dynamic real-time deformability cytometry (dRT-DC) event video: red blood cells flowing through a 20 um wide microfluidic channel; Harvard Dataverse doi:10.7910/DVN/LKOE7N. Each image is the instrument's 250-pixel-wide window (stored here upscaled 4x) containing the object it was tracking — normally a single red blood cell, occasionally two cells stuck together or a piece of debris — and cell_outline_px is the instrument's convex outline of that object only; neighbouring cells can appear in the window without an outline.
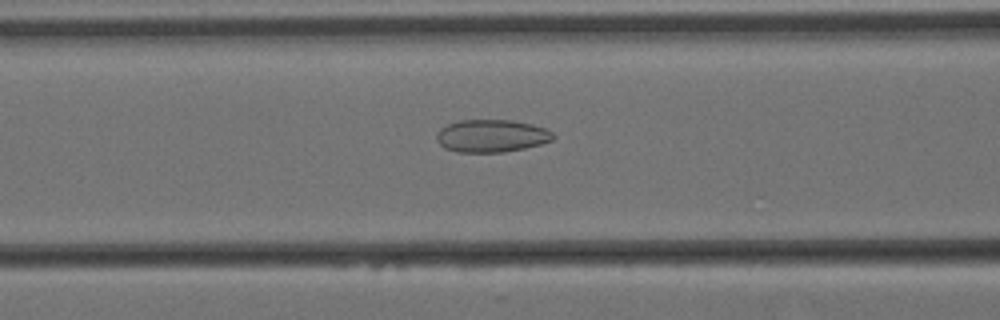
{"species": "Egyptian fruit bat (a non-hibernating species)", "species_latin": "Rousettus aegyptiacus", "temperature_condition": "cold", "stored_images_in_passage": 57, "camera_frame_rate_fps": 3000, "um_per_image_px": 0.085, "animal": {"sex": "female"}, "frame": {"image": 1, "passage_image": 22, "time_ms": 7.0, "image_size_px": [1000, 320], "cell_outline_px": [[556, 136], [552, 140], [540, 144], [524, 148], [504, 152], [456, 152], [444, 148], [436, 140], [436, 132], [440, 128], [448, 124], [460, 120], [512, 120], [532, 124], [544, 128], [552, 132]], "centroid_in_image_um": [41.75, 11.55], "position_along_channel_um": 124.8, "area_um2": 22.25}}
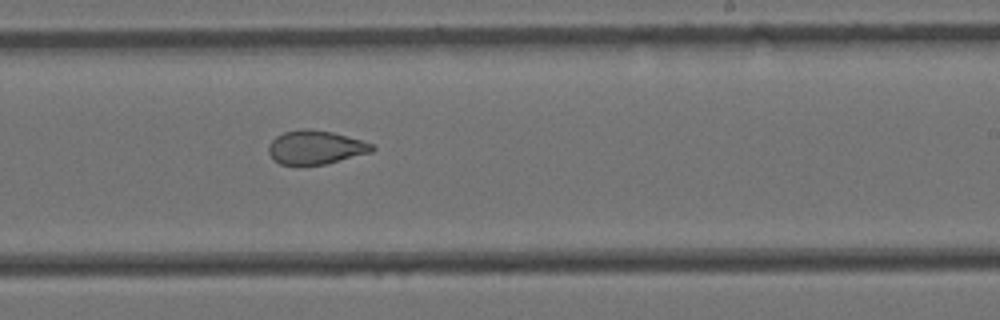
{"frame": {"image": 2, "passage_image": 34, "time_ms": 11.0, "image_size_px": [1000, 320], "cell_outline_px": [[376, 148], [372, 152], [324, 164], [280, 164], [272, 160], [268, 152], [268, 148], [272, 140], [276, 136], [284, 132], [300, 128], [308, 128], [332, 132], [360, 140], [372, 144]], "centroid_in_image_um": [26.79, 12.51], "position_along_channel_um": 262.2, "area_um2": 20.23}}
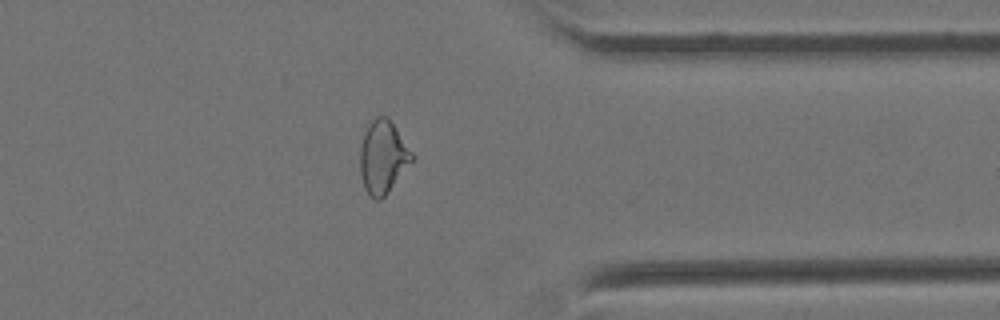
{"frame": {"image": 3, "passage_image": 45, "time_ms": 14.667, "image_size_px": [1000, 320], "cell_outline_px": [[416, 156], [384, 196], [380, 200], [372, 200], [368, 196], [364, 188], [360, 176], [360, 148], [364, 132], [368, 124], [376, 116], [388, 116]], "centroid_in_image_um": [32.53, 13.34], "position_along_channel_um": 378.9, "area_um2": 22.25}, "authors_computed_cell_mechanics": {"area_um2": 23.7558, "velocity_mm_per_s": 3.4516, "shape_relaxation_time_tau1_ms": null, "shape_relaxation_time_tau2_ms": 2.3559, "deformation_change_tau1": null, "deformation_change_tau2": 0.0788}}